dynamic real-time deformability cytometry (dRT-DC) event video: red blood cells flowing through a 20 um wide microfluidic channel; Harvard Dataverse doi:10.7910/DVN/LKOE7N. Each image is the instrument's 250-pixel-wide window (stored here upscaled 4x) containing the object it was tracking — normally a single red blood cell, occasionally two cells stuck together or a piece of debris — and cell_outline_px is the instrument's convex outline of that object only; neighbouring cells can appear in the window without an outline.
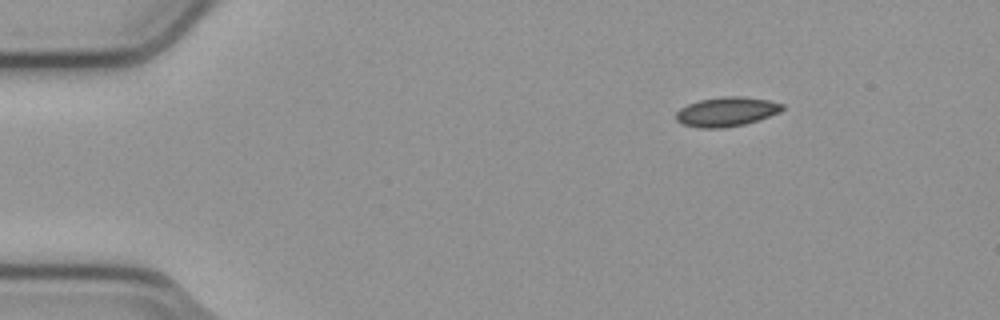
{"species": "common noctule bat (a hibernating species)", "species_latin": "Nyctalus noctula", "temperature_condition": "cold", "stored_images_in_passage": 47, "camera_frame_rate_fps": 3000, "um_per_image_px": 0.085, "animal": {"sex": "male", "body_mass_g": 23.1, "forearm_length_mm": 52.7}, "frame": {"image": 1, "passage_image": 1, "time_ms": 0.0, "image_size_px": [1000, 320], "cell_outline_px": [[784, 108], [780, 112], [744, 124], [724, 128], [700, 128], [680, 124], [676, 120], [676, 112], [680, 108], [688, 104], [700, 100], [724, 96], [740, 96], [768, 100], [784, 104]], "centroid_in_image_um": [61.72, 9.5], "position_along_channel_um": 23.3, "area_um2": 18.15}}
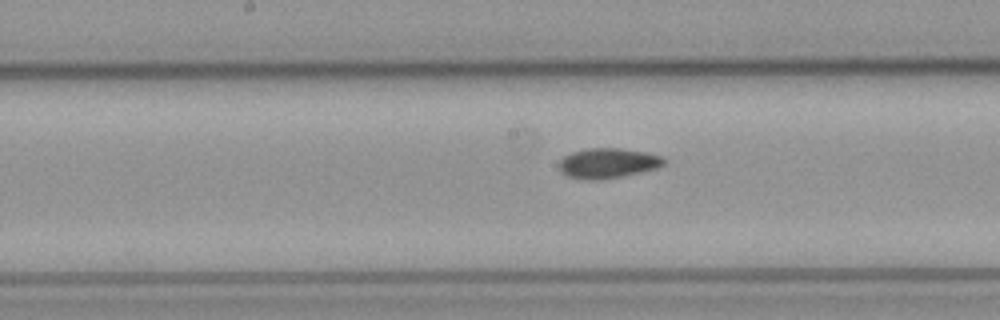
{"frame": {"image": 2, "passage_image": 21, "time_ms": 6.667, "image_size_px": [1000, 320], "cell_outline_px": [[668, 160], [664, 164], [656, 168], [640, 172], [600, 180], [588, 180], [568, 176], [560, 172], [560, 160], [564, 156], [572, 152], [588, 148], [620, 148], [644, 152], [660, 156]], "centroid_in_image_um": [51.66, 13.86], "position_along_channel_um": 196.5, "area_um2": 18.21}}
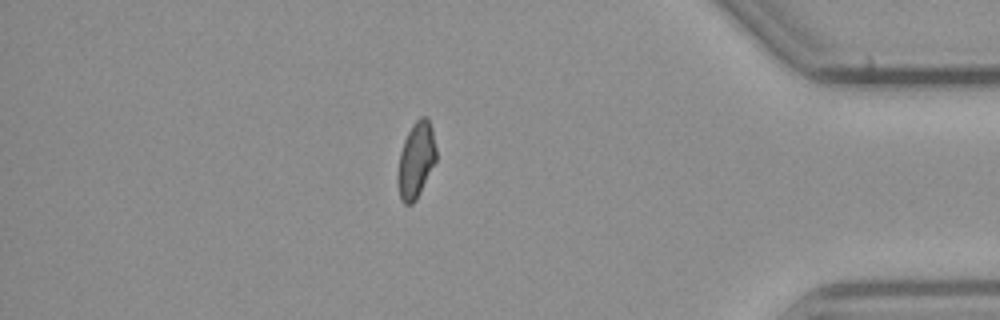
{"frame": {"image": 3, "passage_image": 40, "time_ms": 13.0, "image_size_px": [1000, 320], "cell_outline_px": [[436, 160], [416, 200], [412, 204], [404, 204], [400, 200], [396, 180], [396, 176], [400, 152], [404, 140], [412, 124], [420, 116], [428, 116], [432, 128], [436, 148]], "centroid_in_image_um": [35.34, 13.6], "position_along_channel_um": 399.9, "area_um2": 17.22}, "authors_computed_cell_mechanics": {"area_um2": 17.8602, "velocity_mm_per_s": 3.8014, "shape_relaxation_time_tau1_ms": null, "shape_relaxation_time_tau2_ms": 8.2234, "deformation_change_tau1": null, "deformation_change_tau2": 0.0931}}